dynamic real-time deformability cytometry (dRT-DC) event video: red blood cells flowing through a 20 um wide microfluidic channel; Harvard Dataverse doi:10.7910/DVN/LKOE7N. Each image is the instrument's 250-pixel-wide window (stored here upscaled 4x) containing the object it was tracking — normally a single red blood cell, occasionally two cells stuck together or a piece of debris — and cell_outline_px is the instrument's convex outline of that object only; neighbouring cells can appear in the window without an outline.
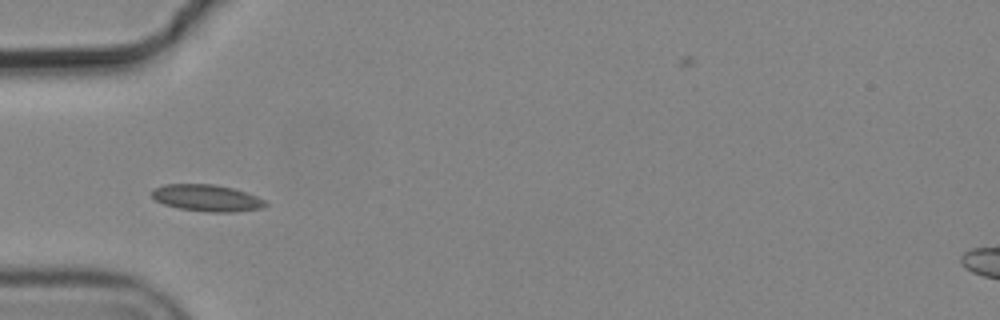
{"species": "common noctule bat (a hibernating species)", "species_latin": "Nyctalus noctula", "temperature_condition": "cold", "stored_images_in_passage": 5, "camera_frame_rate_fps": 3000, "um_per_image_px": 0.085, "animal": {"sex": "male", "body_mass_g": 19.2, "forearm_length_mm": 51.8}, "frame": {"image": 1, "passage_image": 5, "time_ms": 1.333, "image_size_px": [1000, 320], "cell_outline_px": [[268, 204], [264, 208], [232, 212], [208, 212], [180, 208], [164, 204], [156, 200], [152, 196], [152, 188], [164, 184], [212, 184], [232, 188], [256, 196], [264, 200]], "centroid_in_image_um": [17.57, 16.83], "position_along_channel_um": 67.4, "area_um2": 17.57}}